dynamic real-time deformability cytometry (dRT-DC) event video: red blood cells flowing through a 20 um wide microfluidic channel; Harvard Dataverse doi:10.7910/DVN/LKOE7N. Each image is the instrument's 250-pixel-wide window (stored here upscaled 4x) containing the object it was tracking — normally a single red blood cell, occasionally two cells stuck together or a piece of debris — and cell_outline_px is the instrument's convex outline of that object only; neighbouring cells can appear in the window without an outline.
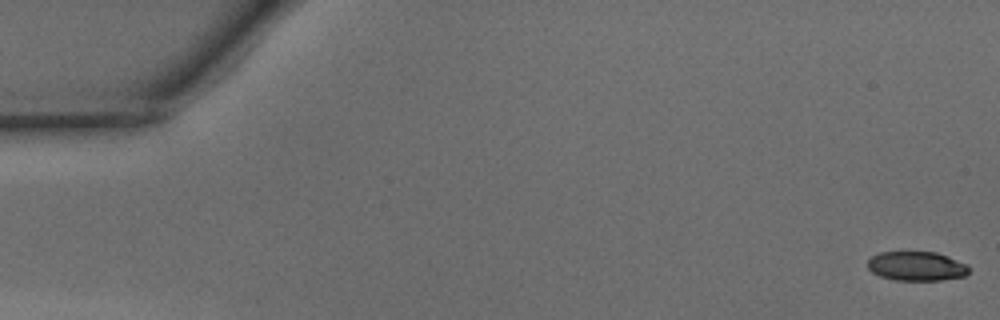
{"species": "common noctule bat (a hibernating species)", "species_latin": "Nyctalus noctula", "temperature_condition": "warm", "stored_images_in_passage": 19, "camera_frame_rate_fps": 3000, "um_per_image_px": 0.085, "animal": {"sex": "male", "body_mass_g": 15.6}, "frame": {"image": 1, "passage_image": 1, "time_ms": 0.0, "image_size_px": [1000, 320], "cell_outline_px": [[968, 272], [964, 276], [940, 280], [896, 280], [880, 276], [872, 272], [868, 268], [868, 260], [872, 256], [880, 252], [936, 252], [948, 256], [968, 264]], "centroid_in_image_um": [77.91, 22.62], "position_along_channel_um": 7.1, "area_um2": 17.22}}
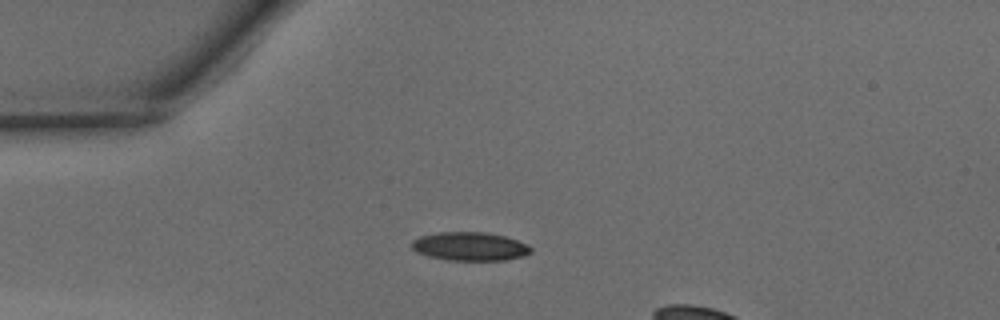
{"frame": {"image": 2, "passage_image": 13, "time_ms": 4.0, "image_size_px": [1000, 320], "cell_outline_px": [[532, 252], [524, 256], [504, 260], [448, 260], [428, 256], [416, 252], [412, 248], [412, 240], [420, 236], [436, 232], [484, 232], [504, 236], [528, 244], [532, 248]], "centroid_in_image_um": [39.94, 20.94], "position_along_channel_um": 45.1, "area_um2": 19.88}}
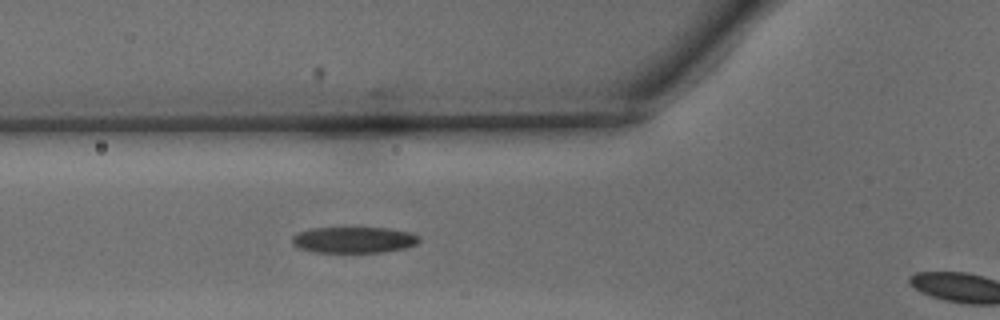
{"frame": {"image": 3, "passage_image": 18, "time_ms": 5.667, "image_size_px": [1000, 320], "cell_outline_px": [[420, 240], [416, 244], [404, 248], [384, 252], [312, 252], [300, 248], [292, 244], [292, 236], [300, 232], [312, 228], [388, 228], [408, 232], [420, 236]], "centroid_in_image_um": [30.07, 20.39], "position_along_channel_um": 95.7, "area_um2": 19.25}}